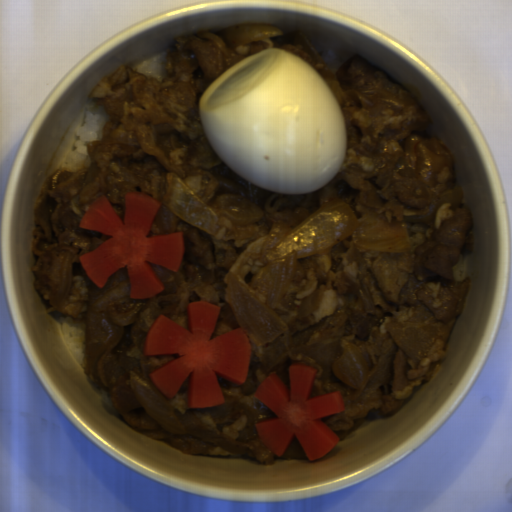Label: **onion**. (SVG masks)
Segmentation results:
<instances>
[{
	"label": "onion",
	"mask_w": 512,
	"mask_h": 512,
	"mask_svg": "<svg viewBox=\"0 0 512 512\" xmlns=\"http://www.w3.org/2000/svg\"><path fill=\"white\" fill-rule=\"evenodd\" d=\"M345 239L361 252L372 253H405L413 241L407 224L363 226L352 207L343 203L293 227L272 250L268 301L246 285L241 273L231 271L224 279L225 299L248 342L267 345L287 330L273 308L287 294L299 258L316 255Z\"/></svg>",
	"instance_id": "06740285"
},
{
	"label": "onion",
	"mask_w": 512,
	"mask_h": 512,
	"mask_svg": "<svg viewBox=\"0 0 512 512\" xmlns=\"http://www.w3.org/2000/svg\"><path fill=\"white\" fill-rule=\"evenodd\" d=\"M367 356L361 348L345 346L335 367V375L354 389H359L367 377Z\"/></svg>",
	"instance_id": "23ac38db"
},
{
	"label": "onion",
	"mask_w": 512,
	"mask_h": 512,
	"mask_svg": "<svg viewBox=\"0 0 512 512\" xmlns=\"http://www.w3.org/2000/svg\"><path fill=\"white\" fill-rule=\"evenodd\" d=\"M130 294L129 284L115 288L110 293L96 301L94 307L95 309H106L111 303H113L118 298Z\"/></svg>",
	"instance_id": "25a0d678"
},
{
	"label": "onion",
	"mask_w": 512,
	"mask_h": 512,
	"mask_svg": "<svg viewBox=\"0 0 512 512\" xmlns=\"http://www.w3.org/2000/svg\"><path fill=\"white\" fill-rule=\"evenodd\" d=\"M163 202L166 208L194 227L216 235L217 215L174 174L168 179Z\"/></svg>",
	"instance_id": "55239325"
},
{
	"label": "onion",
	"mask_w": 512,
	"mask_h": 512,
	"mask_svg": "<svg viewBox=\"0 0 512 512\" xmlns=\"http://www.w3.org/2000/svg\"><path fill=\"white\" fill-rule=\"evenodd\" d=\"M283 30L275 25H246L225 29L223 39L227 44L242 45L254 41L283 36Z\"/></svg>",
	"instance_id": "2ce2d468"
},
{
	"label": "onion",
	"mask_w": 512,
	"mask_h": 512,
	"mask_svg": "<svg viewBox=\"0 0 512 512\" xmlns=\"http://www.w3.org/2000/svg\"><path fill=\"white\" fill-rule=\"evenodd\" d=\"M132 391L144 409L173 435L190 434L201 424L191 413H180L174 409L168 396L143 377L131 372Z\"/></svg>",
	"instance_id": "6bf65262"
},
{
	"label": "onion",
	"mask_w": 512,
	"mask_h": 512,
	"mask_svg": "<svg viewBox=\"0 0 512 512\" xmlns=\"http://www.w3.org/2000/svg\"><path fill=\"white\" fill-rule=\"evenodd\" d=\"M144 299L145 298H139V301L134 308H132L131 310L126 311L124 313L113 316L112 318H110L111 321L114 324H120V325H127L130 323H134L142 312Z\"/></svg>",
	"instance_id": "275d332c"
}]
</instances>
